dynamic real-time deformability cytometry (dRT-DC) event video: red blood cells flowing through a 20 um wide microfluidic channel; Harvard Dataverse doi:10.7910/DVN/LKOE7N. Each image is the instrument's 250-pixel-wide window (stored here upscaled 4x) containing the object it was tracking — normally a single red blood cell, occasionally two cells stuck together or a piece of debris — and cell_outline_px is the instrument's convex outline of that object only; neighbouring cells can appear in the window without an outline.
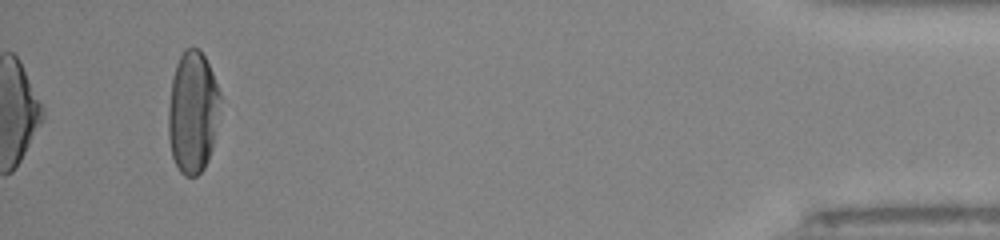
{"species": "human", "species_latin": "Homo sapiens", "temperature_condition": "room temperature", "stored_images_in_passage": 36, "camera_frame_rate_fps": 3000, "um_per_image_px": 0.085, "donor": {"sex": "male"}, "frame": {"image": 1, "passage_image": 36, "time_ms": 11.667, "image_size_px": [1000, 240], "cell_outline_px": [[220, 100], [212, 148], [208, 160], [204, 168], [196, 176], [184, 176], [180, 172], [172, 156], [168, 136], [168, 108], [172, 80], [176, 64], [184, 48], [200, 48], [212, 72], [220, 92]], "centroid_in_image_um": [16.36, 9.53], "position_along_channel_um": 418.8, "area_um2": 36.76}, "authors_computed_cell_mechanics": {"area_um2": 38.5815, "velocity_mm_per_s": 4.0044, "shape_relaxation_time_tau1_ms": 4.0815, "shape_relaxation_time_tau2_ms": null, "deformation_change_tau1": 0.2013, "deformation_change_tau2": null}}